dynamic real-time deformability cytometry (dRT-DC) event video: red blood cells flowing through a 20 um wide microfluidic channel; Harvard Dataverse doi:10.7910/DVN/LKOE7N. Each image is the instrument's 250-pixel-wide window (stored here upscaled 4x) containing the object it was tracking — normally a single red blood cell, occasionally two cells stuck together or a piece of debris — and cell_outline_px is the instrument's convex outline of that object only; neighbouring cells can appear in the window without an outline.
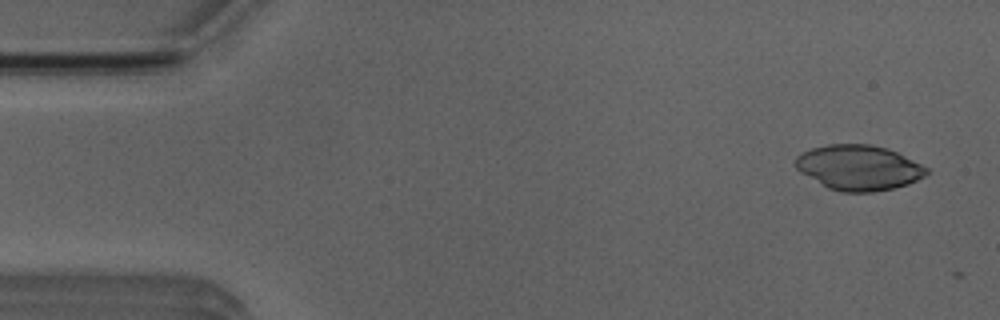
{"species": "Egyptian fruit bat (a non-hibernating species)", "species_latin": "Rousettus aegyptiacus", "temperature_condition": "room temperature", "stored_images_in_passage": 3, "camera_frame_rate_fps": 3000, "um_per_image_px": 0.085, "animal": {"sex": "male"}, "frame": {"image": 1, "passage_image": 1, "time_ms": 0.0, "image_size_px": [1000, 320], "cell_outline_px": [[928, 172], [924, 176], [908, 184], [892, 188], [872, 192], [840, 192], [828, 188], [800, 172], [796, 168], [796, 156], [812, 148], [828, 144], [868, 144], [884, 148], [896, 152], [928, 168]], "centroid_in_image_um": [72.97, 14.25], "position_along_channel_um": 12.0, "area_um2": 34.04}}